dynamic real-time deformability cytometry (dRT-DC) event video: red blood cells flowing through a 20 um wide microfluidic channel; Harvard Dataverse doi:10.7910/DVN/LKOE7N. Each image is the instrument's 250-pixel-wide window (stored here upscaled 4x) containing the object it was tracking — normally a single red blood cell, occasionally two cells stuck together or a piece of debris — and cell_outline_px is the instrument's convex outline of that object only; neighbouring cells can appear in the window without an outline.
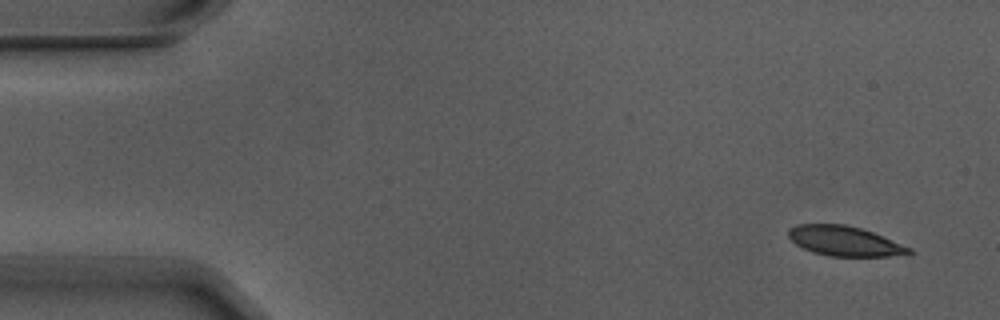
{"species": "Egyptian fruit bat (a non-hibernating species)", "species_latin": "Rousettus aegyptiacus", "temperature_condition": "warm", "stored_images_in_passage": 4, "camera_frame_rate_fps": 3000, "um_per_image_px": 0.085, "animal": {"sex": "male"}, "frame": {"image": 1, "passage_image": 1, "time_ms": 0.0, "image_size_px": [1000, 320], "cell_outline_px": [[912, 252], [888, 256], [828, 256], [812, 252], [796, 244], [788, 236], [788, 228], [796, 224], [844, 224], [860, 228], [872, 232], [912, 248]], "centroid_in_image_um": [71.73, 20.48], "position_along_channel_um": 13.3, "area_um2": 20.75}}